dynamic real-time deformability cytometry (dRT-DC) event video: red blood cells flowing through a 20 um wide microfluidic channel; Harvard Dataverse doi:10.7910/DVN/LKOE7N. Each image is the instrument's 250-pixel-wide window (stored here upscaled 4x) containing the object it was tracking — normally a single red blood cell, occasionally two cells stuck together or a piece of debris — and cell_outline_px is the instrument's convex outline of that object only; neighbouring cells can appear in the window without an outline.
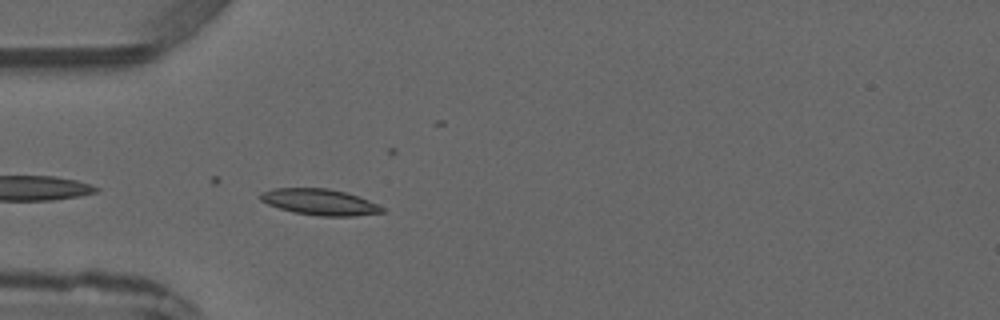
{"species": "common noctule bat (a hibernating species)", "species_latin": "Nyctalus noctula", "temperature_condition": "warm", "stored_images_in_passage": 4, "camera_frame_rate_fps": 3000, "um_per_image_px": 0.085, "animal": {"sex": "male", "forearm_length_mm": 52.5}, "frame": {"image": 1, "passage_image": 4, "time_ms": 3.333, "image_size_px": [1000, 320], "cell_outline_px": [[384, 212], [356, 216], [320, 216], [296, 212], [280, 208], [268, 204], [260, 200], [256, 196], [260, 192], [272, 188], [328, 188], [344, 192], [368, 200], [384, 208]], "centroid_in_image_um": [27.12, 17.16], "position_along_channel_um": 57.9, "area_um2": 18.44}}